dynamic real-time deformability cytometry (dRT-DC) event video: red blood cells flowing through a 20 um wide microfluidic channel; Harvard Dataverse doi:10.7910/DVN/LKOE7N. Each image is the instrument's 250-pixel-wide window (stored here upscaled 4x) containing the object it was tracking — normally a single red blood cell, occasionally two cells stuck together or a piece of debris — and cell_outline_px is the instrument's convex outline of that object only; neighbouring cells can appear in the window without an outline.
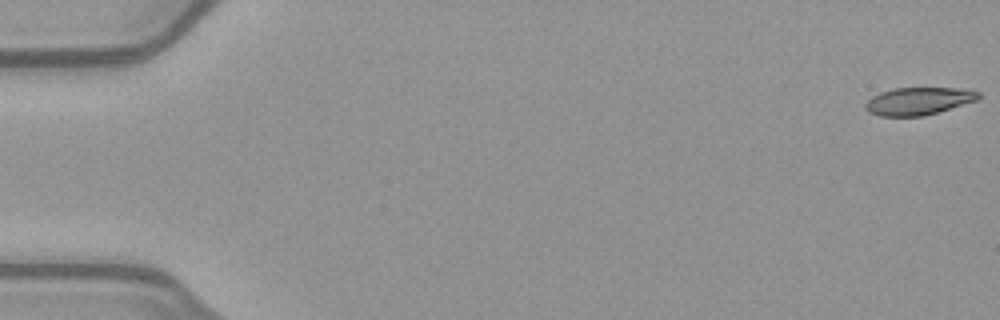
{"species": "common noctule bat (a hibernating species)", "species_latin": "Nyctalus noctula", "temperature_condition": "warm", "stored_images_in_passage": 15, "camera_frame_rate_fps": 3000, "um_per_image_px": 0.085, "animal": {"sex": "female", "body_mass_g": 21.9}, "frame": {"image": 1, "passage_image": 1, "time_ms": 0.0, "image_size_px": [1000, 320], "cell_outline_px": [[980, 96], [976, 100], [924, 116], [880, 116], [868, 112], [864, 108], [864, 104], [872, 96], [880, 92], [892, 88], [972, 88], [980, 92]], "centroid_in_image_um": [78.06, 8.58], "position_along_channel_um": 6.9, "area_um2": 18.26}}
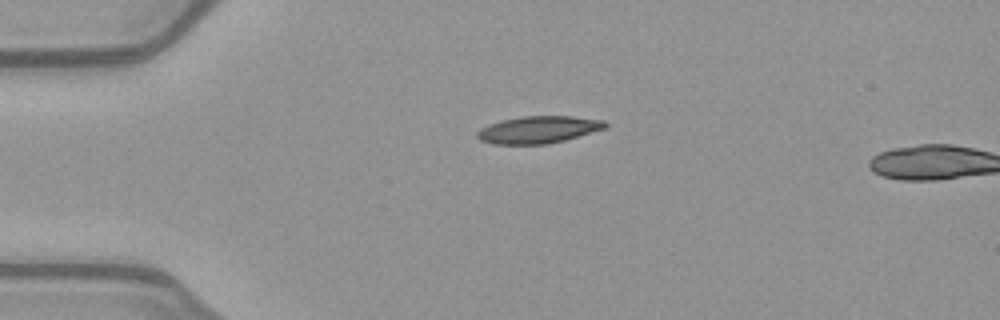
{"frame": {"image": 2, "passage_image": 13, "time_ms": 4.0, "image_size_px": [1000, 320], "cell_outline_px": [[608, 128], [564, 140], [548, 144], [492, 144], [480, 140], [476, 136], [476, 132], [480, 128], [488, 124], [500, 120], [524, 116], [572, 116], [604, 120], [608, 124]], "centroid_in_image_um": [45.76, 11.02], "position_along_channel_um": 39.2, "area_um2": 20.46}}